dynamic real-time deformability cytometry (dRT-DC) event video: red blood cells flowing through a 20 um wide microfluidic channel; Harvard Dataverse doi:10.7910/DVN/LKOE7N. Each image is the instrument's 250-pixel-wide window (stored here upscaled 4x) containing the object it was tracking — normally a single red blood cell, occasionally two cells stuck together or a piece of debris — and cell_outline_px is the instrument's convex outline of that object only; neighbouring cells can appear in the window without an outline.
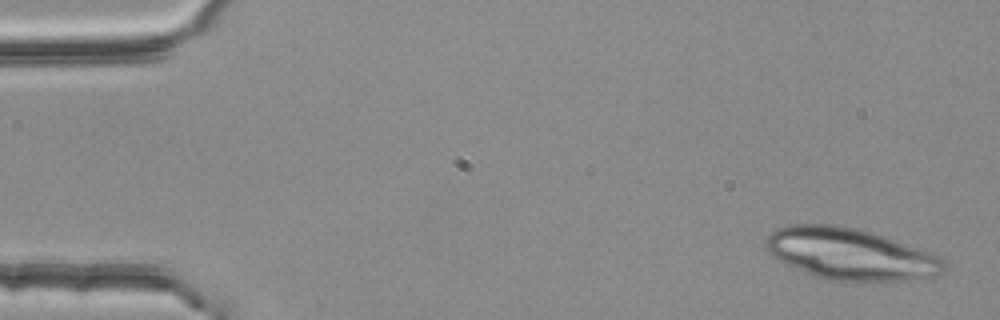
{"species": "common noctule bat (a hibernating species)", "species_latin": "Nyctalus noctula", "temperature_condition": "room temperature", "stored_images_in_passage": 3, "camera_frame_rate_fps": 3000, "um_per_image_px": 0.085, "animal": {"sex": "female", "body_mass_g": 25.1}, "frame": {"image": 1, "passage_image": 1, "time_ms": 0.0, "image_size_px": [1000, 320], "cell_outline_px": [[944, 272], [936, 276], [904, 280], [832, 280], [816, 276], [788, 264], [772, 256], [768, 252], [764, 244], [764, 240], [776, 228], [788, 224], [836, 224], [856, 228], [872, 232], [932, 252], [940, 256], [944, 260]], "centroid_in_image_um": [72.28, 21.56], "position_along_channel_um": 12.7, "area_um2": 53.23}}